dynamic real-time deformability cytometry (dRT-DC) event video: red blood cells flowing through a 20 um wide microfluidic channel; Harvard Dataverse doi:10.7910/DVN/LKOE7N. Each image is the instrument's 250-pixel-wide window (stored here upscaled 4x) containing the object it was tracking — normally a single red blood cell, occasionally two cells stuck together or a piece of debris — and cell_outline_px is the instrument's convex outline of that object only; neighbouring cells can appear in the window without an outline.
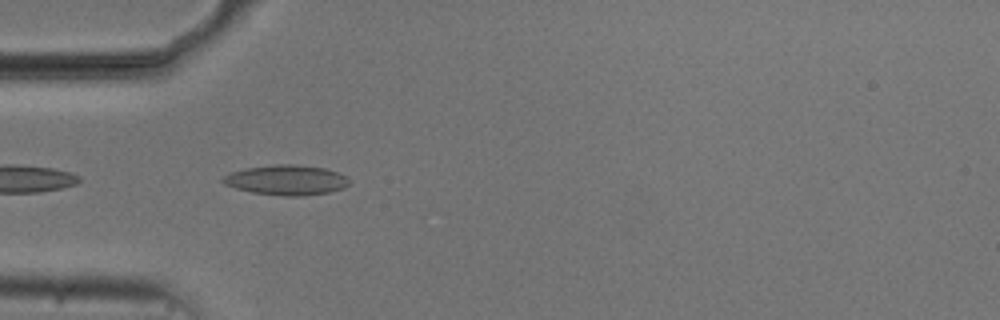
{"species": "common noctule bat (a hibernating species)", "species_latin": "Nyctalus noctula", "temperature_condition": "cold", "stored_images_in_passage": 28, "camera_frame_rate_fps": 3000, "um_per_image_px": 0.085, "animal": {"sex": "male", "body_mass_g": 20.5, "forearm_length_mm": 52.5}, "frame": {"image": 1, "passage_image": 2, "time_ms": 0.333, "image_size_px": [1000, 320], "cell_outline_px": [[348, 184], [344, 188], [328, 192], [300, 196], [284, 196], [252, 192], [236, 188], [224, 184], [220, 180], [224, 176], [232, 172], [244, 168], [276, 164], [292, 164], [324, 168], [348, 176]], "centroid_in_image_um": [24.33, 15.3], "position_along_channel_um": 60.7, "area_um2": 21.96}}
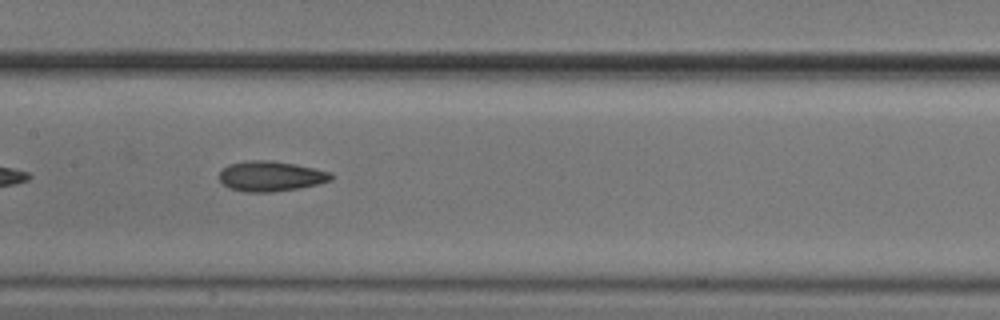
{"frame": {"image": 2, "passage_image": 12, "time_ms": 3.667, "image_size_px": [1000, 320], "cell_outline_px": [[332, 180], [320, 184], [300, 188], [272, 192], [244, 192], [228, 188], [220, 180], [220, 172], [228, 164], [248, 160], [272, 160], [296, 164], [332, 172]], "centroid_in_image_um": [23.04, 14.98], "position_along_channel_um": 184.4, "area_um2": 19.88}}
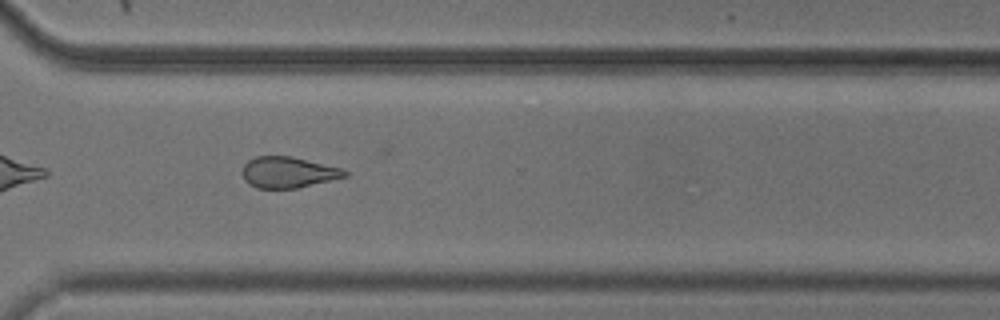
{"frame": {"image": 3, "passage_image": 25, "time_ms": 8.0, "image_size_px": [1000, 320], "cell_outline_px": [[348, 176], [296, 188], [256, 188], [248, 184], [244, 180], [244, 164], [248, 160], [256, 156], [292, 156], [340, 168], [348, 172]], "centroid_in_image_um": [24.48, 14.64], "position_along_channel_um": 346.1, "area_um2": 18.32}, "authors_computed_cell_mechanics": {"area_um2": 19.3341, "velocity_mm_per_s": 3.7545, "shape_relaxation_time_tau1_ms": null, "shape_relaxation_time_tau2_ms": 4.2291, "deformation_change_tau1": null, "deformation_change_tau2": 0.1106}}